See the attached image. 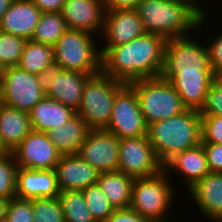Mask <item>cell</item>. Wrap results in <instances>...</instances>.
Masks as SVG:
<instances>
[{
  "label": "cell",
  "mask_w": 222,
  "mask_h": 222,
  "mask_svg": "<svg viewBox=\"0 0 222 222\" xmlns=\"http://www.w3.org/2000/svg\"><path fill=\"white\" fill-rule=\"evenodd\" d=\"M126 85L102 71L86 82L76 114L91 130L105 129L110 121L116 94Z\"/></svg>",
  "instance_id": "obj_5"
},
{
  "label": "cell",
  "mask_w": 222,
  "mask_h": 222,
  "mask_svg": "<svg viewBox=\"0 0 222 222\" xmlns=\"http://www.w3.org/2000/svg\"><path fill=\"white\" fill-rule=\"evenodd\" d=\"M163 169L170 174L172 172H179L186 186L187 190L190 189L197 181L201 180L205 175L210 173L207 163V157L203 145H199L187 149L183 152L176 153L164 165Z\"/></svg>",
  "instance_id": "obj_21"
},
{
  "label": "cell",
  "mask_w": 222,
  "mask_h": 222,
  "mask_svg": "<svg viewBox=\"0 0 222 222\" xmlns=\"http://www.w3.org/2000/svg\"><path fill=\"white\" fill-rule=\"evenodd\" d=\"M141 0H104L105 12L136 9Z\"/></svg>",
  "instance_id": "obj_40"
},
{
  "label": "cell",
  "mask_w": 222,
  "mask_h": 222,
  "mask_svg": "<svg viewBox=\"0 0 222 222\" xmlns=\"http://www.w3.org/2000/svg\"><path fill=\"white\" fill-rule=\"evenodd\" d=\"M93 36L85 31L67 29L53 46L54 60L64 70L83 74L101 72L100 46Z\"/></svg>",
  "instance_id": "obj_7"
},
{
  "label": "cell",
  "mask_w": 222,
  "mask_h": 222,
  "mask_svg": "<svg viewBox=\"0 0 222 222\" xmlns=\"http://www.w3.org/2000/svg\"><path fill=\"white\" fill-rule=\"evenodd\" d=\"M199 112L201 116H222V90L214 83L209 87L204 105Z\"/></svg>",
  "instance_id": "obj_36"
},
{
  "label": "cell",
  "mask_w": 222,
  "mask_h": 222,
  "mask_svg": "<svg viewBox=\"0 0 222 222\" xmlns=\"http://www.w3.org/2000/svg\"><path fill=\"white\" fill-rule=\"evenodd\" d=\"M76 115V111L57 100L45 96L29 112L32 130L47 133L62 126Z\"/></svg>",
  "instance_id": "obj_24"
},
{
  "label": "cell",
  "mask_w": 222,
  "mask_h": 222,
  "mask_svg": "<svg viewBox=\"0 0 222 222\" xmlns=\"http://www.w3.org/2000/svg\"><path fill=\"white\" fill-rule=\"evenodd\" d=\"M26 41L24 38L0 31V65L3 68L18 65Z\"/></svg>",
  "instance_id": "obj_32"
},
{
  "label": "cell",
  "mask_w": 222,
  "mask_h": 222,
  "mask_svg": "<svg viewBox=\"0 0 222 222\" xmlns=\"http://www.w3.org/2000/svg\"><path fill=\"white\" fill-rule=\"evenodd\" d=\"M162 169L147 136L120 139L118 171L136 179L153 176Z\"/></svg>",
  "instance_id": "obj_12"
},
{
  "label": "cell",
  "mask_w": 222,
  "mask_h": 222,
  "mask_svg": "<svg viewBox=\"0 0 222 222\" xmlns=\"http://www.w3.org/2000/svg\"><path fill=\"white\" fill-rule=\"evenodd\" d=\"M11 2L12 0H0V23H1L3 15L9 9Z\"/></svg>",
  "instance_id": "obj_43"
},
{
  "label": "cell",
  "mask_w": 222,
  "mask_h": 222,
  "mask_svg": "<svg viewBox=\"0 0 222 222\" xmlns=\"http://www.w3.org/2000/svg\"><path fill=\"white\" fill-rule=\"evenodd\" d=\"M1 103L29 113L46 96L36 75L18 66L4 68L0 84Z\"/></svg>",
  "instance_id": "obj_10"
},
{
  "label": "cell",
  "mask_w": 222,
  "mask_h": 222,
  "mask_svg": "<svg viewBox=\"0 0 222 222\" xmlns=\"http://www.w3.org/2000/svg\"><path fill=\"white\" fill-rule=\"evenodd\" d=\"M3 70H4V68L0 65V84H1L2 77H3Z\"/></svg>",
  "instance_id": "obj_45"
},
{
  "label": "cell",
  "mask_w": 222,
  "mask_h": 222,
  "mask_svg": "<svg viewBox=\"0 0 222 222\" xmlns=\"http://www.w3.org/2000/svg\"><path fill=\"white\" fill-rule=\"evenodd\" d=\"M190 198L196 203V210L211 222L222 221V173L210 172L190 189Z\"/></svg>",
  "instance_id": "obj_19"
},
{
  "label": "cell",
  "mask_w": 222,
  "mask_h": 222,
  "mask_svg": "<svg viewBox=\"0 0 222 222\" xmlns=\"http://www.w3.org/2000/svg\"><path fill=\"white\" fill-rule=\"evenodd\" d=\"M57 183L62 191H82L96 184L100 172L78 154L61 156L55 166Z\"/></svg>",
  "instance_id": "obj_18"
},
{
  "label": "cell",
  "mask_w": 222,
  "mask_h": 222,
  "mask_svg": "<svg viewBox=\"0 0 222 222\" xmlns=\"http://www.w3.org/2000/svg\"><path fill=\"white\" fill-rule=\"evenodd\" d=\"M207 47L209 49L210 65L213 72L222 71V30L219 36L214 35V39L208 40Z\"/></svg>",
  "instance_id": "obj_38"
},
{
  "label": "cell",
  "mask_w": 222,
  "mask_h": 222,
  "mask_svg": "<svg viewBox=\"0 0 222 222\" xmlns=\"http://www.w3.org/2000/svg\"><path fill=\"white\" fill-rule=\"evenodd\" d=\"M167 40L145 33L119 46H100L101 71L129 84L136 80L160 77Z\"/></svg>",
  "instance_id": "obj_1"
},
{
  "label": "cell",
  "mask_w": 222,
  "mask_h": 222,
  "mask_svg": "<svg viewBox=\"0 0 222 222\" xmlns=\"http://www.w3.org/2000/svg\"><path fill=\"white\" fill-rule=\"evenodd\" d=\"M34 222H65L58 197L32 199Z\"/></svg>",
  "instance_id": "obj_33"
},
{
  "label": "cell",
  "mask_w": 222,
  "mask_h": 222,
  "mask_svg": "<svg viewBox=\"0 0 222 222\" xmlns=\"http://www.w3.org/2000/svg\"><path fill=\"white\" fill-rule=\"evenodd\" d=\"M32 130L29 113L1 103L0 150L12 152Z\"/></svg>",
  "instance_id": "obj_23"
},
{
  "label": "cell",
  "mask_w": 222,
  "mask_h": 222,
  "mask_svg": "<svg viewBox=\"0 0 222 222\" xmlns=\"http://www.w3.org/2000/svg\"><path fill=\"white\" fill-rule=\"evenodd\" d=\"M201 143L222 145V116H201Z\"/></svg>",
  "instance_id": "obj_35"
},
{
  "label": "cell",
  "mask_w": 222,
  "mask_h": 222,
  "mask_svg": "<svg viewBox=\"0 0 222 222\" xmlns=\"http://www.w3.org/2000/svg\"><path fill=\"white\" fill-rule=\"evenodd\" d=\"M105 222H150L135 210L129 208L115 209Z\"/></svg>",
  "instance_id": "obj_39"
},
{
  "label": "cell",
  "mask_w": 222,
  "mask_h": 222,
  "mask_svg": "<svg viewBox=\"0 0 222 222\" xmlns=\"http://www.w3.org/2000/svg\"><path fill=\"white\" fill-rule=\"evenodd\" d=\"M128 85L135 91L147 126L187 109L171 83L161 77L136 80Z\"/></svg>",
  "instance_id": "obj_6"
},
{
  "label": "cell",
  "mask_w": 222,
  "mask_h": 222,
  "mask_svg": "<svg viewBox=\"0 0 222 222\" xmlns=\"http://www.w3.org/2000/svg\"><path fill=\"white\" fill-rule=\"evenodd\" d=\"M213 83L222 90V71L214 72Z\"/></svg>",
  "instance_id": "obj_44"
},
{
  "label": "cell",
  "mask_w": 222,
  "mask_h": 222,
  "mask_svg": "<svg viewBox=\"0 0 222 222\" xmlns=\"http://www.w3.org/2000/svg\"><path fill=\"white\" fill-rule=\"evenodd\" d=\"M67 29L61 13H41L31 40L54 46Z\"/></svg>",
  "instance_id": "obj_28"
},
{
  "label": "cell",
  "mask_w": 222,
  "mask_h": 222,
  "mask_svg": "<svg viewBox=\"0 0 222 222\" xmlns=\"http://www.w3.org/2000/svg\"><path fill=\"white\" fill-rule=\"evenodd\" d=\"M61 14L68 29L92 34L103 31L104 0H66Z\"/></svg>",
  "instance_id": "obj_15"
},
{
  "label": "cell",
  "mask_w": 222,
  "mask_h": 222,
  "mask_svg": "<svg viewBox=\"0 0 222 222\" xmlns=\"http://www.w3.org/2000/svg\"><path fill=\"white\" fill-rule=\"evenodd\" d=\"M40 15L32 0H12L2 17L0 31L31 40Z\"/></svg>",
  "instance_id": "obj_22"
},
{
  "label": "cell",
  "mask_w": 222,
  "mask_h": 222,
  "mask_svg": "<svg viewBox=\"0 0 222 222\" xmlns=\"http://www.w3.org/2000/svg\"><path fill=\"white\" fill-rule=\"evenodd\" d=\"M120 139L104 129L90 130L78 155L100 173L118 171Z\"/></svg>",
  "instance_id": "obj_14"
},
{
  "label": "cell",
  "mask_w": 222,
  "mask_h": 222,
  "mask_svg": "<svg viewBox=\"0 0 222 222\" xmlns=\"http://www.w3.org/2000/svg\"><path fill=\"white\" fill-rule=\"evenodd\" d=\"M41 13H61L66 0H32Z\"/></svg>",
  "instance_id": "obj_41"
},
{
  "label": "cell",
  "mask_w": 222,
  "mask_h": 222,
  "mask_svg": "<svg viewBox=\"0 0 222 222\" xmlns=\"http://www.w3.org/2000/svg\"><path fill=\"white\" fill-rule=\"evenodd\" d=\"M212 69L181 70L169 82L187 109L200 111L213 83Z\"/></svg>",
  "instance_id": "obj_16"
},
{
  "label": "cell",
  "mask_w": 222,
  "mask_h": 222,
  "mask_svg": "<svg viewBox=\"0 0 222 222\" xmlns=\"http://www.w3.org/2000/svg\"><path fill=\"white\" fill-rule=\"evenodd\" d=\"M90 130L86 122L76 114L62 126L49 130L47 135L61 156L75 155Z\"/></svg>",
  "instance_id": "obj_25"
},
{
  "label": "cell",
  "mask_w": 222,
  "mask_h": 222,
  "mask_svg": "<svg viewBox=\"0 0 222 222\" xmlns=\"http://www.w3.org/2000/svg\"><path fill=\"white\" fill-rule=\"evenodd\" d=\"M169 176L162 169L153 176L134 179L130 208L150 222H169L167 216L176 194Z\"/></svg>",
  "instance_id": "obj_4"
},
{
  "label": "cell",
  "mask_w": 222,
  "mask_h": 222,
  "mask_svg": "<svg viewBox=\"0 0 222 222\" xmlns=\"http://www.w3.org/2000/svg\"><path fill=\"white\" fill-rule=\"evenodd\" d=\"M102 32L103 46L127 44L146 33L136 9L105 12Z\"/></svg>",
  "instance_id": "obj_17"
},
{
  "label": "cell",
  "mask_w": 222,
  "mask_h": 222,
  "mask_svg": "<svg viewBox=\"0 0 222 222\" xmlns=\"http://www.w3.org/2000/svg\"><path fill=\"white\" fill-rule=\"evenodd\" d=\"M92 75L95 74L64 70L54 60L39 74H36V78L47 97L77 111L81 104L84 86Z\"/></svg>",
  "instance_id": "obj_8"
},
{
  "label": "cell",
  "mask_w": 222,
  "mask_h": 222,
  "mask_svg": "<svg viewBox=\"0 0 222 222\" xmlns=\"http://www.w3.org/2000/svg\"><path fill=\"white\" fill-rule=\"evenodd\" d=\"M65 222H96L87 208L82 191H62L58 195Z\"/></svg>",
  "instance_id": "obj_29"
},
{
  "label": "cell",
  "mask_w": 222,
  "mask_h": 222,
  "mask_svg": "<svg viewBox=\"0 0 222 222\" xmlns=\"http://www.w3.org/2000/svg\"><path fill=\"white\" fill-rule=\"evenodd\" d=\"M147 127L135 91L126 84L116 94L111 118L104 130L122 139L147 136Z\"/></svg>",
  "instance_id": "obj_11"
},
{
  "label": "cell",
  "mask_w": 222,
  "mask_h": 222,
  "mask_svg": "<svg viewBox=\"0 0 222 222\" xmlns=\"http://www.w3.org/2000/svg\"><path fill=\"white\" fill-rule=\"evenodd\" d=\"M134 178L121 171L100 173L97 184L116 208H129Z\"/></svg>",
  "instance_id": "obj_26"
},
{
  "label": "cell",
  "mask_w": 222,
  "mask_h": 222,
  "mask_svg": "<svg viewBox=\"0 0 222 222\" xmlns=\"http://www.w3.org/2000/svg\"><path fill=\"white\" fill-rule=\"evenodd\" d=\"M147 137L158 160L164 165L176 153L201 143V115L199 111L184 112L147 127Z\"/></svg>",
  "instance_id": "obj_3"
},
{
  "label": "cell",
  "mask_w": 222,
  "mask_h": 222,
  "mask_svg": "<svg viewBox=\"0 0 222 222\" xmlns=\"http://www.w3.org/2000/svg\"><path fill=\"white\" fill-rule=\"evenodd\" d=\"M53 61V46L27 40L17 66L36 75Z\"/></svg>",
  "instance_id": "obj_27"
},
{
  "label": "cell",
  "mask_w": 222,
  "mask_h": 222,
  "mask_svg": "<svg viewBox=\"0 0 222 222\" xmlns=\"http://www.w3.org/2000/svg\"><path fill=\"white\" fill-rule=\"evenodd\" d=\"M196 40L190 34L167 40L161 78L170 81L181 70L211 69L207 43Z\"/></svg>",
  "instance_id": "obj_9"
},
{
  "label": "cell",
  "mask_w": 222,
  "mask_h": 222,
  "mask_svg": "<svg viewBox=\"0 0 222 222\" xmlns=\"http://www.w3.org/2000/svg\"><path fill=\"white\" fill-rule=\"evenodd\" d=\"M86 205L96 222H105L116 209L105 196L98 184L82 190Z\"/></svg>",
  "instance_id": "obj_30"
},
{
  "label": "cell",
  "mask_w": 222,
  "mask_h": 222,
  "mask_svg": "<svg viewBox=\"0 0 222 222\" xmlns=\"http://www.w3.org/2000/svg\"><path fill=\"white\" fill-rule=\"evenodd\" d=\"M60 194L57 176L52 170H30L18 167L15 195L20 199L55 198Z\"/></svg>",
  "instance_id": "obj_20"
},
{
  "label": "cell",
  "mask_w": 222,
  "mask_h": 222,
  "mask_svg": "<svg viewBox=\"0 0 222 222\" xmlns=\"http://www.w3.org/2000/svg\"><path fill=\"white\" fill-rule=\"evenodd\" d=\"M4 222H34L32 199L11 198L7 204Z\"/></svg>",
  "instance_id": "obj_34"
},
{
  "label": "cell",
  "mask_w": 222,
  "mask_h": 222,
  "mask_svg": "<svg viewBox=\"0 0 222 222\" xmlns=\"http://www.w3.org/2000/svg\"><path fill=\"white\" fill-rule=\"evenodd\" d=\"M10 199H1L0 198V222H4L5 220V215H6V209H7V204Z\"/></svg>",
  "instance_id": "obj_42"
},
{
  "label": "cell",
  "mask_w": 222,
  "mask_h": 222,
  "mask_svg": "<svg viewBox=\"0 0 222 222\" xmlns=\"http://www.w3.org/2000/svg\"><path fill=\"white\" fill-rule=\"evenodd\" d=\"M17 164L12 152L0 153V198L11 199L16 197Z\"/></svg>",
  "instance_id": "obj_31"
},
{
  "label": "cell",
  "mask_w": 222,
  "mask_h": 222,
  "mask_svg": "<svg viewBox=\"0 0 222 222\" xmlns=\"http://www.w3.org/2000/svg\"><path fill=\"white\" fill-rule=\"evenodd\" d=\"M203 145L210 172L222 173V145L201 143Z\"/></svg>",
  "instance_id": "obj_37"
},
{
  "label": "cell",
  "mask_w": 222,
  "mask_h": 222,
  "mask_svg": "<svg viewBox=\"0 0 222 222\" xmlns=\"http://www.w3.org/2000/svg\"><path fill=\"white\" fill-rule=\"evenodd\" d=\"M202 2V0H141L136 10L146 33L159 35L168 40L191 35V32L198 33L197 30H192H199V27L201 29L209 17Z\"/></svg>",
  "instance_id": "obj_2"
},
{
  "label": "cell",
  "mask_w": 222,
  "mask_h": 222,
  "mask_svg": "<svg viewBox=\"0 0 222 222\" xmlns=\"http://www.w3.org/2000/svg\"><path fill=\"white\" fill-rule=\"evenodd\" d=\"M18 167L30 170H52L61 154L50 141L47 133L31 130L12 151Z\"/></svg>",
  "instance_id": "obj_13"
}]
</instances>
